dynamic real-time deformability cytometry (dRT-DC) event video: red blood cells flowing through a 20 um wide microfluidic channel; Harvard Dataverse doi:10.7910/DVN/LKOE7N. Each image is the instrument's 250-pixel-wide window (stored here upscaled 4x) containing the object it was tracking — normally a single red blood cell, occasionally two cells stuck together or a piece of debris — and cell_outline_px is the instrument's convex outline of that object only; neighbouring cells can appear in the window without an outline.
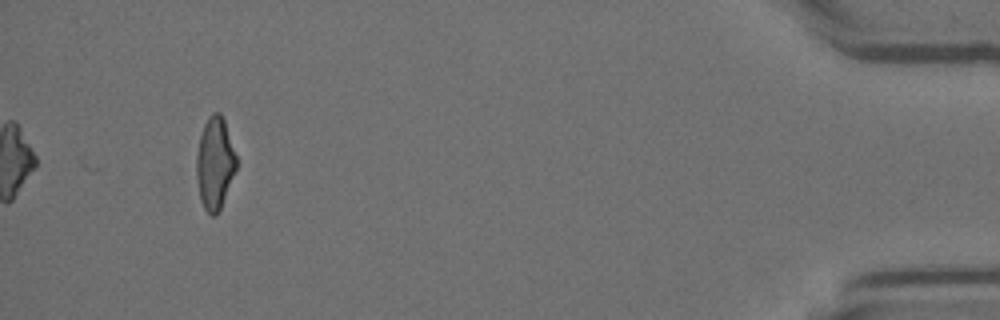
{"species": "Egyptian fruit bat (a non-hibernating species)", "species_latin": "Rousettus aegyptiacus", "temperature_condition": "room temperature", "stored_images_in_passage": 30, "camera_frame_rate_fps": 3000, "um_per_image_px": 0.085, "animal": {"sex": "female"}, "frame": {"image": 1, "passage_image": 30, "time_ms": 9.667, "image_size_px": [1000, 320], "cell_outline_px": [[236, 168], [220, 208], [216, 216], [212, 216], [204, 208], [200, 200], [196, 176], [196, 156], [200, 136], [204, 124], [208, 116], [212, 112], [220, 112], [224, 120], [236, 156]], "centroid_in_image_um": [18.24, 13.86], "position_along_channel_um": 417.0, "area_um2": 21.15}}